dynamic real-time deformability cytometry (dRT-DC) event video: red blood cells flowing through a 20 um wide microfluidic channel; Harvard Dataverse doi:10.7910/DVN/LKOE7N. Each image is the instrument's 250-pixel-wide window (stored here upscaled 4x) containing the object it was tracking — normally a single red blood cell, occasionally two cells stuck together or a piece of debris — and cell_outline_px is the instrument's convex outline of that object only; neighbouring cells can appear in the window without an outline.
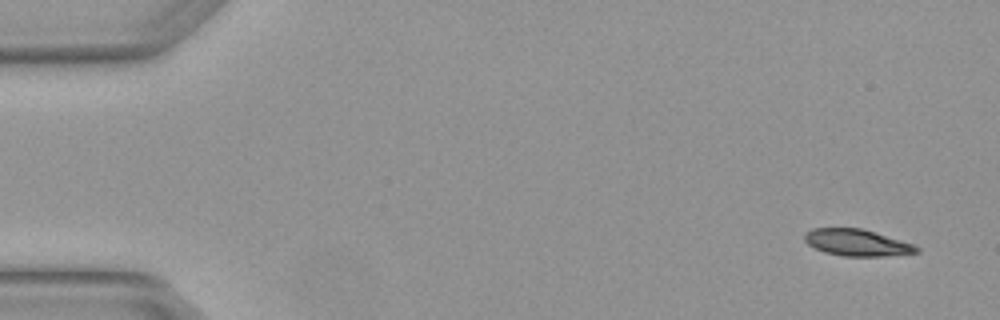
{"species": "Egyptian fruit bat (a non-hibernating species)", "species_latin": "Rousettus aegyptiacus", "temperature_condition": "warm", "stored_images_in_passage": 4, "camera_frame_rate_fps": 3000, "um_per_image_px": 0.085, "animal": {"sex": "female"}, "frame": {"image": 1, "passage_image": 1, "time_ms": 0.0, "image_size_px": [1000, 320], "cell_outline_px": [[920, 252], [884, 256], [844, 256], [824, 252], [808, 244], [804, 240], [804, 232], [812, 228], [860, 228], [916, 244], [920, 248]], "centroid_in_image_um": [72.85, 20.62], "position_along_channel_um": 12.1, "area_um2": 17.46}}
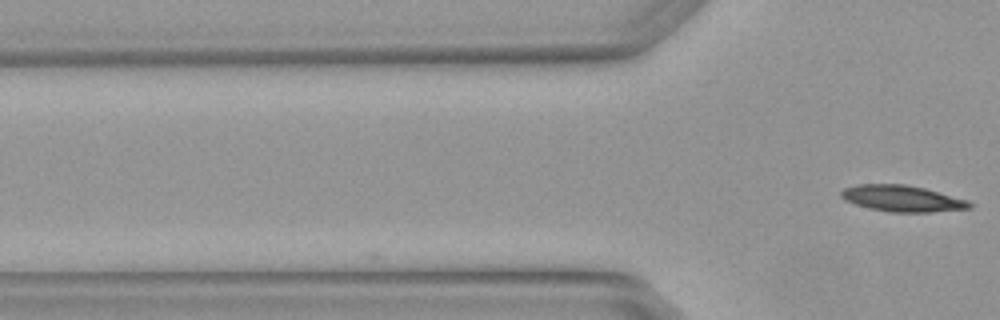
{"frame": {"image": 2, "passage_image": 4, "time_ms": 1.0, "image_size_px": [1000, 320], "cell_outline_px": [[972, 208], [928, 212], [892, 212], [872, 208], [856, 204], [844, 200], [840, 196], [840, 192], [844, 188], [856, 184], [904, 184], [924, 188], [968, 200], [972, 204]], "centroid_in_image_um": [76.68, 16.86], "position_along_channel_um": 49.1, "area_um2": 19.48}}